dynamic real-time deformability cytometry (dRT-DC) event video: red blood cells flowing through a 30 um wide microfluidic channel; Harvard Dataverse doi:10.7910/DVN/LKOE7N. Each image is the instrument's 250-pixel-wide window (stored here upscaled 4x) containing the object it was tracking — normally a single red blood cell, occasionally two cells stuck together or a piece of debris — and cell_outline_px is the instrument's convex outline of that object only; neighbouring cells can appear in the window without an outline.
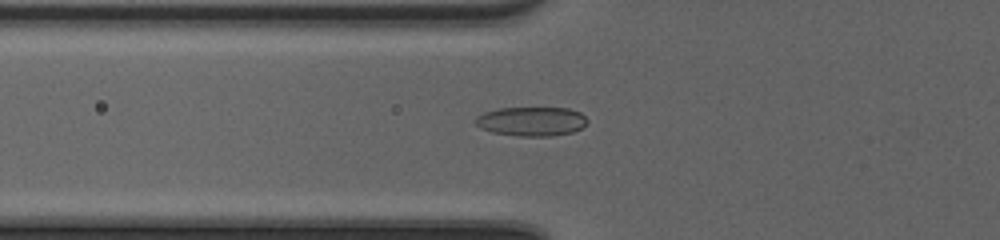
{"species": "common noctule bat (a hibernating species)", "species_latin": "Nyctalus noctula", "temperature_condition": "cold", "stored_images_in_passage": 52, "camera_frame_rate_fps": 3000, "um_per_image_px": 0.085, "animal": {"sex": "female", "body_mass_g": 20.0, "forearm_length_mm": 54.0}, "frame": {"image": 1, "passage_image": 22, "time_ms": 7.0, "image_size_px": [1000, 240], "cell_outline_px": [[588, 120], [580, 128], [572, 132], [552, 136], [516, 136], [492, 132], [480, 128], [476, 124], [476, 116], [484, 112], [500, 108], [568, 108], [580, 112]], "centroid_in_image_um": [45.16, 10.32], "position_along_channel_um": 80.6, "area_um2": 18.96}}
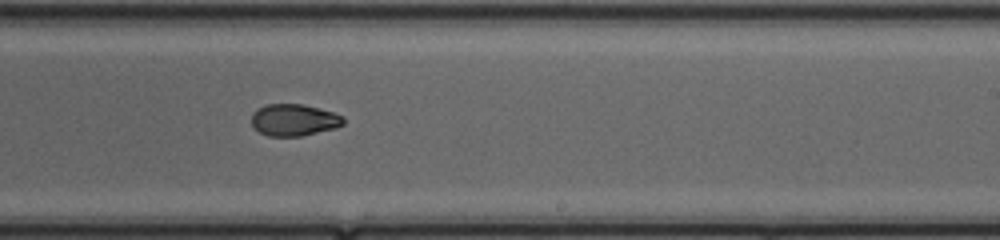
{"frame": {"image": 2, "passage_image": 35, "time_ms": 11.333, "image_size_px": [1000, 240], "cell_outline_px": [[344, 124], [336, 128], [300, 136], [268, 136], [252, 128], [252, 112], [256, 108], [264, 104], [304, 104], [332, 112], [344, 116]], "centroid_in_image_um": [24.96, 10.19], "position_along_channel_um": 264.0, "area_um2": 17.22}}
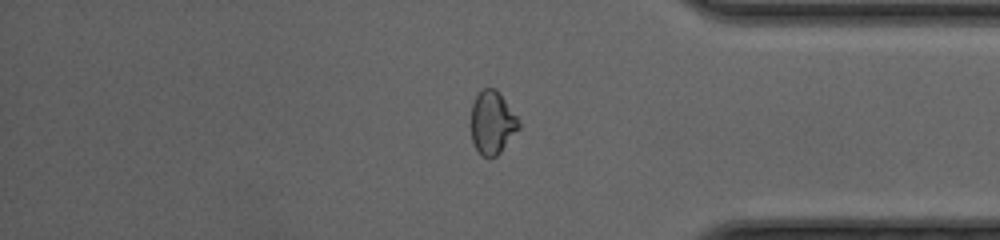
{"frame": {"image": 3, "passage_image": 45, "time_ms": 14.667, "image_size_px": [1000, 240], "cell_outline_px": [[520, 128], [500, 152], [496, 156], [488, 160], [480, 156], [472, 140], [468, 124], [472, 104], [476, 96], [484, 88], [496, 88], [516, 116], [520, 124]], "centroid_in_image_um": [41.79, 10.46], "position_along_channel_um": 393.4, "area_um2": 17.98}, "authors_computed_cell_mechanics": {"area_um2": 18.207, "velocity_mm_per_s": 4.2201, "shape_relaxation_time_tau1_ms": 6.6394, "shape_relaxation_time_tau2_ms": 2.7561, "deformation_change_tau1": 0.1547, "deformation_change_tau2": 0.0666}}